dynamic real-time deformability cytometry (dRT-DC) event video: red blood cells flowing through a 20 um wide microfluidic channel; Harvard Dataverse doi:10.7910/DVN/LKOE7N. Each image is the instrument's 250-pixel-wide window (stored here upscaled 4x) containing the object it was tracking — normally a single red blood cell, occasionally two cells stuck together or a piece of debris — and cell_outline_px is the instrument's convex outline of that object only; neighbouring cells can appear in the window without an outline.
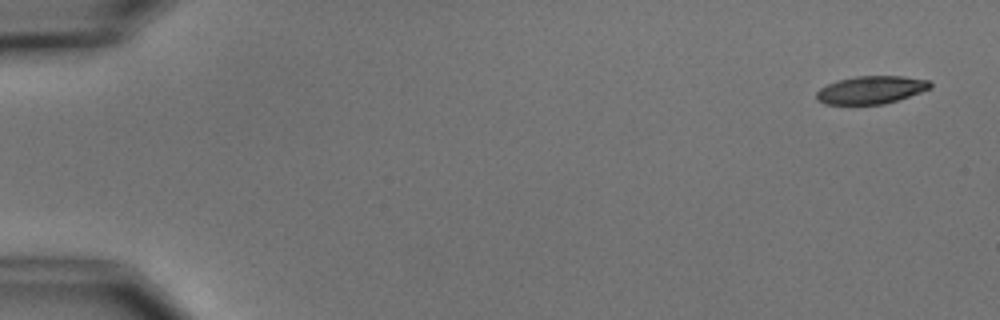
{"species": "common noctule bat (a hibernating species)", "species_latin": "Nyctalus noctula", "temperature_condition": "cold", "stored_images_in_passage": 5, "camera_frame_rate_fps": 3000, "um_per_image_px": 0.085, "animal": {"sex": "male", "body_mass_g": 15.6}, "frame": {"image": 1, "passage_image": 1, "time_ms": 0.0, "image_size_px": [1000, 320], "cell_outline_px": [[932, 88], [884, 104], [824, 104], [816, 100], [816, 92], [820, 88], [828, 84], [840, 80], [856, 76], [904, 76], [928, 80], [932, 84]], "centroid_in_image_um": [74.03, 7.64], "position_along_channel_um": 11.0, "area_um2": 18.32}}
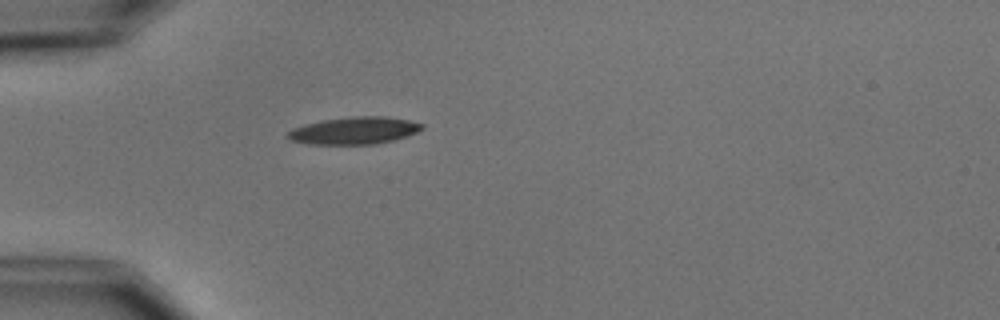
{"frame": {"image": 2, "passage_image": 5, "time_ms": 4.667, "image_size_px": [1000, 320], "cell_outline_px": [[424, 128], [408, 136], [376, 144], [308, 144], [288, 140], [284, 136], [292, 128], [304, 124], [324, 120], [352, 116], [384, 116], [408, 120], [424, 124]], "centroid_in_image_um": [30.08, 11.1], "position_along_channel_um": 54.9, "area_um2": 21.44}}